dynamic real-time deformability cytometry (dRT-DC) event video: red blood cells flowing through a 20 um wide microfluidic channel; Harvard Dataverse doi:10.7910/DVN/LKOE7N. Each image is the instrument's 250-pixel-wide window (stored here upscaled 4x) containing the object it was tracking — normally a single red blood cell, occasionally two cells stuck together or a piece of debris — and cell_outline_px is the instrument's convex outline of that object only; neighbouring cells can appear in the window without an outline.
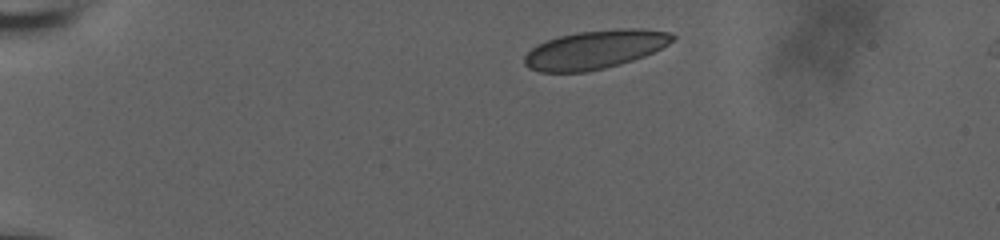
{"species": "human", "species_latin": "Homo sapiens", "temperature_condition": "room temperature", "stored_images_in_passage": 13, "camera_frame_rate_fps": 3000, "um_per_image_px": 0.085, "donor": {"sex": "male"}, "frame": {"image": 1, "passage_image": 1, "time_ms": 0.0, "image_size_px": [1000, 240], "cell_outline_px": [[676, 36], [668, 44], [644, 56], [620, 64], [588, 72], [540, 72], [528, 68], [524, 64], [524, 56], [532, 48], [548, 40], [560, 36], [576, 32], [620, 28], [640, 28], [668, 32]], "centroid_in_image_um": [50.56, 4.21], "position_along_channel_um": 34.4, "area_um2": 33.12}}
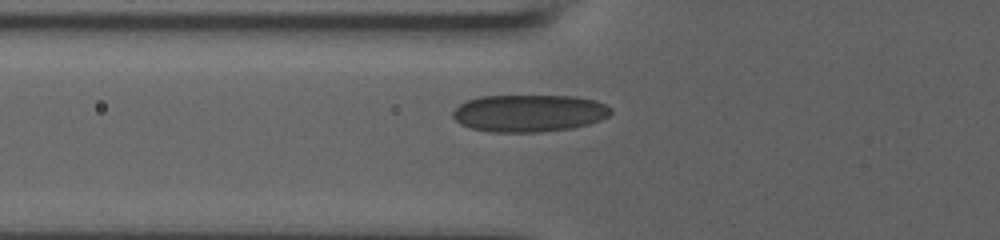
{"frame": {"image": 2, "passage_image": 10, "time_ms": 3.0, "image_size_px": [1000, 240], "cell_outline_px": [[612, 112], [608, 116], [600, 120], [588, 124], [572, 128], [540, 132], [488, 132], [472, 128], [460, 124], [452, 116], [452, 112], [460, 104], [468, 100], [480, 96], [576, 96], [596, 100], [612, 108]], "centroid_in_image_um": [44.98, 9.62], "position_along_channel_um": 80.8, "area_um2": 34.39}}
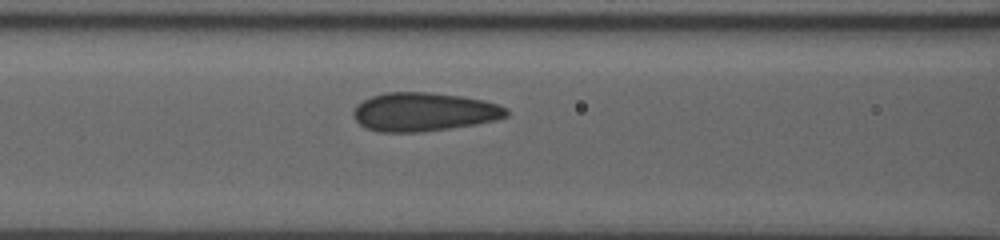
{"frame": {"image": 3, "passage_image": 13, "time_ms": 4.0, "image_size_px": [1000, 240], "cell_outline_px": [[508, 116], [496, 120], [476, 124], [420, 132], [380, 132], [364, 128], [352, 116], [352, 112], [356, 104], [372, 96], [384, 92], [428, 92], [460, 96], [484, 100], [508, 108]], "centroid_in_image_um": [36.0, 9.51], "position_along_channel_um": 130.6, "area_um2": 34.56}}